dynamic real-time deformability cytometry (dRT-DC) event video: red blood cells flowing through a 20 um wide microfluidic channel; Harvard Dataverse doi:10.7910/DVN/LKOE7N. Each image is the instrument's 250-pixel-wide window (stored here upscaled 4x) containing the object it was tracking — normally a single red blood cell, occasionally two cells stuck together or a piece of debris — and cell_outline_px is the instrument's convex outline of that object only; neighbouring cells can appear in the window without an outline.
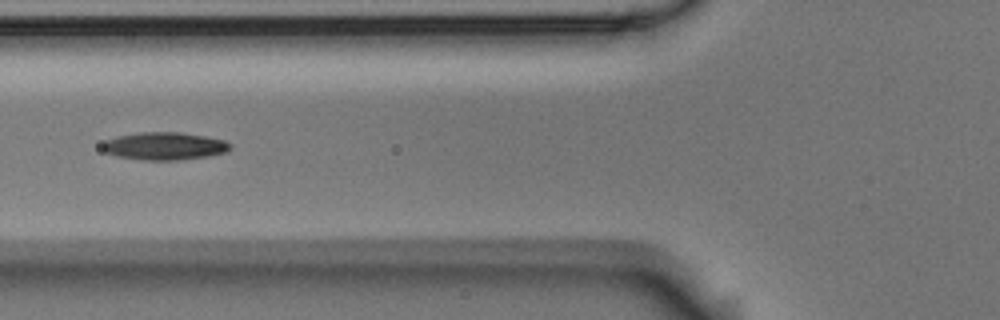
{"species": "Egyptian fruit bat (a non-hibernating species)", "species_latin": "Rousettus aegyptiacus", "temperature_condition": "room temperature", "stored_images_in_passage": 8, "camera_frame_rate_fps": 3000, "um_per_image_px": 0.085, "animal": {"sex": "male"}, "frame": {"image": 1, "passage_image": 3, "time_ms": 0.667, "image_size_px": [1000, 320], "cell_outline_px": [[232, 148], [228, 152], [208, 156], [180, 160], [144, 160], [116, 156], [104, 152], [100, 148], [100, 144], [104, 140], [120, 136], [140, 132], [180, 132], [204, 136], [224, 140], [232, 144]], "centroid_in_image_um": [13.97, 12.42], "position_along_channel_um": 111.8, "area_um2": 20.87}}
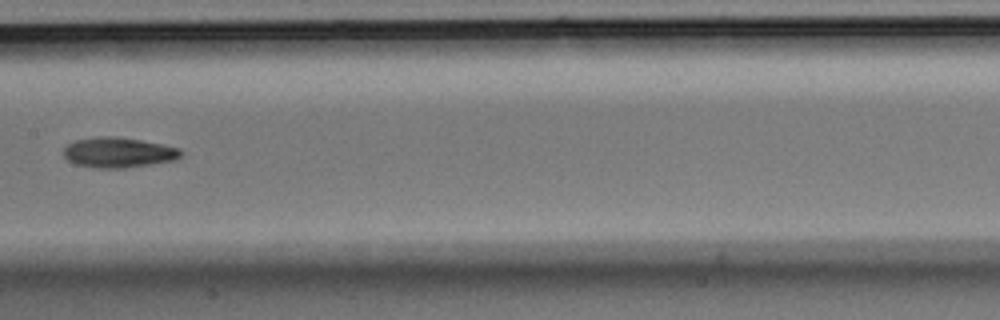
{"frame": {"image": 2, "passage_image": 5, "time_ms": 1.333, "image_size_px": [1000, 320], "cell_outline_px": [[180, 156], [172, 160], [124, 168], [96, 168], [76, 164], [68, 160], [64, 156], [64, 148], [68, 144], [76, 140], [100, 136], [116, 136], [140, 140], [180, 148]], "centroid_in_image_um": [10.01, 12.95], "position_along_channel_um": 197.4, "area_um2": 20.29}}
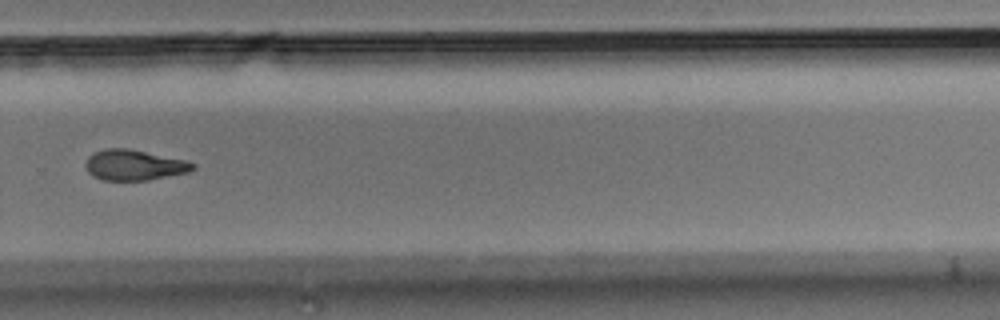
{"frame": {"image": 3, "passage_image": 8, "time_ms": 2.333, "image_size_px": [1000, 320], "cell_outline_px": [[196, 168], [188, 172], [148, 180], [104, 180], [92, 176], [88, 172], [84, 164], [88, 156], [92, 152], [104, 148], [128, 148], [184, 160], [196, 164]], "centroid_in_image_um": [11.36, 14.02], "position_along_channel_um": 318.4, "area_um2": 19.13}}